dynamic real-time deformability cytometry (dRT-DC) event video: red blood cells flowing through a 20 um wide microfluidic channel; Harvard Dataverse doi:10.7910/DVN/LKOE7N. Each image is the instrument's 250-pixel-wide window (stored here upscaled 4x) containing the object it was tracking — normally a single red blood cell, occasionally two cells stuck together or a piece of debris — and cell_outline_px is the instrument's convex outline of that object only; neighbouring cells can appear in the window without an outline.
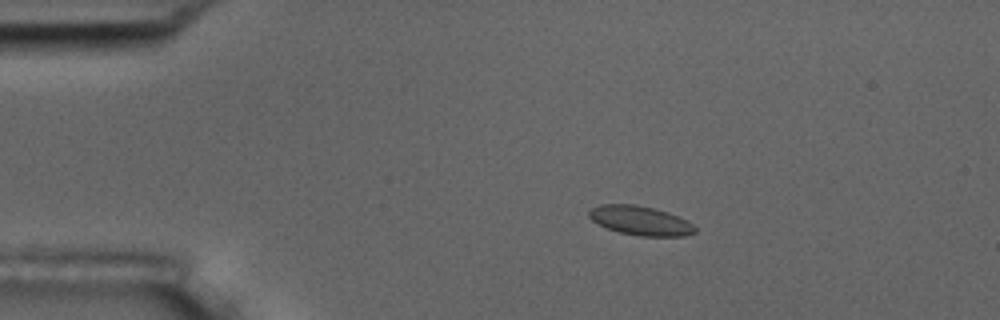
{"species": "common noctule bat (a hibernating species)", "species_latin": "Nyctalus noctula", "temperature_condition": "room temperature", "stored_images_in_passage": 4, "camera_frame_rate_fps": 3000, "um_per_image_px": 0.085, "animal": {"sex": "male", "body_mass_g": 17.5, "forearm_length_mm": 52.3}, "frame": {"image": 1, "passage_image": 3, "time_ms": 2.333, "image_size_px": [1000, 320], "cell_outline_px": [[696, 232], [684, 236], [640, 236], [620, 232], [608, 228], [592, 220], [588, 216], [588, 212], [592, 208], [600, 204], [636, 204], [668, 212], [688, 220], [696, 228]], "centroid_in_image_um": [54.45, 18.74], "position_along_channel_um": 30.5, "area_um2": 17.98}}